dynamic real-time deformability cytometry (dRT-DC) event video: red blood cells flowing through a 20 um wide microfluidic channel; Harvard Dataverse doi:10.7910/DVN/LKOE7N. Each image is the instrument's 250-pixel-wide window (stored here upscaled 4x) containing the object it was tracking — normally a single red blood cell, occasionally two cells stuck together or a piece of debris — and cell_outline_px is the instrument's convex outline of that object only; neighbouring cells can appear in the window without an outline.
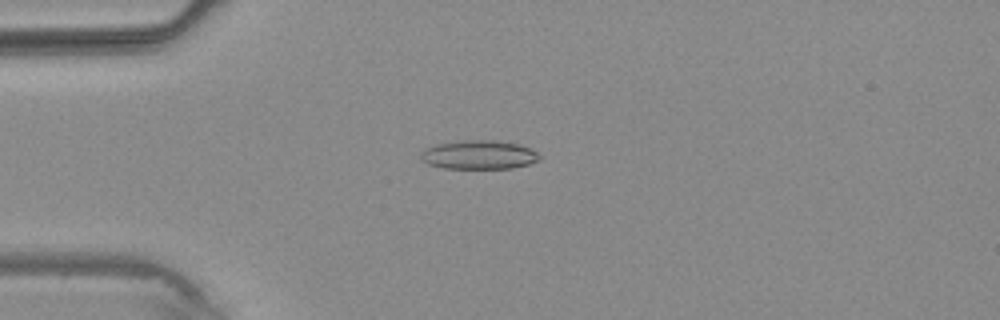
{"species": "common noctule bat (a hibernating species)", "species_latin": "Nyctalus noctula", "temperature_condition": "warm", "stored_images_in_passage": 1, "camera_frame_rate_fps": 3000, "um_per_image_px": 0.085, "animal": {"sex": "male", "body_mass_g": 20.4}, "frame": {"image": 1, "passage_image": 1, "time_ms": 0.0, "image_size_px": [1000, 320], "cell_outline_px": [[540, 160], [528, 164], [512, 168], [444, 168], [428, 164], [420, 160], [420, 152], [424, 148], [436, 144], [464, 140], [496, 140], [516, 144], [532, 148], [540, 156]], "centroid_in_image_um": [40.67, 13.15], "position_along_channel_um": 44.3, "area_um2": 20.06}}